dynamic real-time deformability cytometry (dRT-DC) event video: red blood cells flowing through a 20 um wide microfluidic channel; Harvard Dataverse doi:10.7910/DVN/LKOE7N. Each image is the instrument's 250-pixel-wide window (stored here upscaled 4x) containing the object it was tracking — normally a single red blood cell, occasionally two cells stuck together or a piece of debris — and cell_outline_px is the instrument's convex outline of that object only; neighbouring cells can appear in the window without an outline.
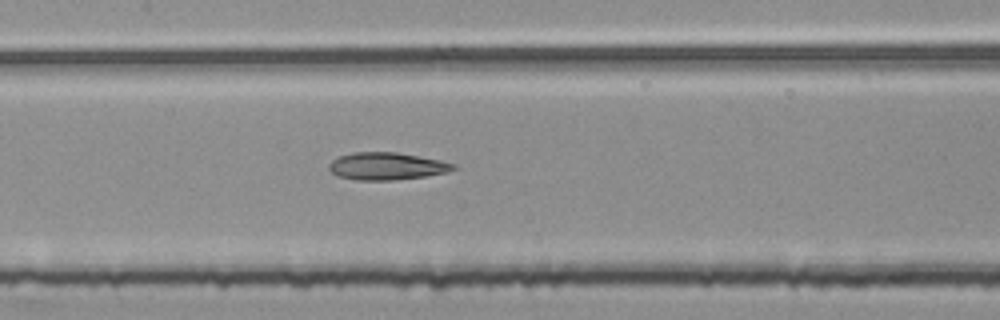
{"species": "common noctule bat (a hibernating species)", "species_latin": "Nyctalus noctula", "temperature_condition": "room temperature", "stored_images_in_passage": 53, "segment_of_instrument_passage": [2, 2], "camera_frame_rate_fps": 3000, "um_per_image_px": 0.085, "animal": {"sex": "female", "body_mass_g": 25.1}, "frame": {"image": 1, "passage_image": 25, "time_ms": 8.0, "image_size_px": [1000, 320], "cell_outline_px": [[456, 168], [448, 172], [424, 176], [396, 180], [356, 180], [336, 176], [328, 168], [328, 164], [332, 160], [340, 156], [352, 152], [396, 152], [420, 156], [440, 160], [456, 164]], "centroid_in_image_um": [32.85, 14.12], "position_along_channel_um": 174.5, "area_um2": 19.94}}
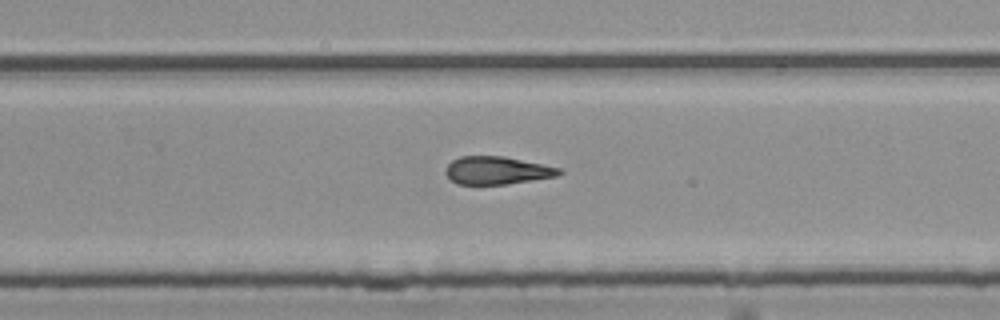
{"frame": {"image": 2, "passage_image": 34, "time_ms": 11.0, "image_size_px": [1000, 320], "cell_outline_px": [[564, 172], [556, 176], [532, 180], [504, 184], [456, 184], [444, 172], [448, 164], [452, 160], [460, 156], [504, 156], [560, 168]], "centroid_in_image_um": [42.22, 14.48], "position_along_channel_um": 287.6, "area_um2": 18.26}}
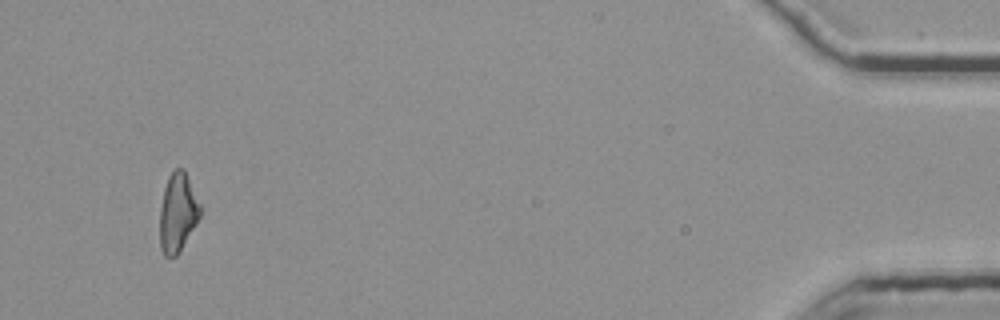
{"frame": {"image": 3, "passage_image": 51, "time_ms": 16.667, "image_size_px": [1000, 320], "cell_outline_px": [[200, 216], [196, 224], [180, 252], [176, 256], [164, 256], [160, 248], [160, 208], [164, 188], [168, 176], [176, 168], [184, 168], [200, 204]], "centroid_in_image_um": [15.1, 18.08], "position_along_channel_um": 420.1, "area_um2": 18.55}}